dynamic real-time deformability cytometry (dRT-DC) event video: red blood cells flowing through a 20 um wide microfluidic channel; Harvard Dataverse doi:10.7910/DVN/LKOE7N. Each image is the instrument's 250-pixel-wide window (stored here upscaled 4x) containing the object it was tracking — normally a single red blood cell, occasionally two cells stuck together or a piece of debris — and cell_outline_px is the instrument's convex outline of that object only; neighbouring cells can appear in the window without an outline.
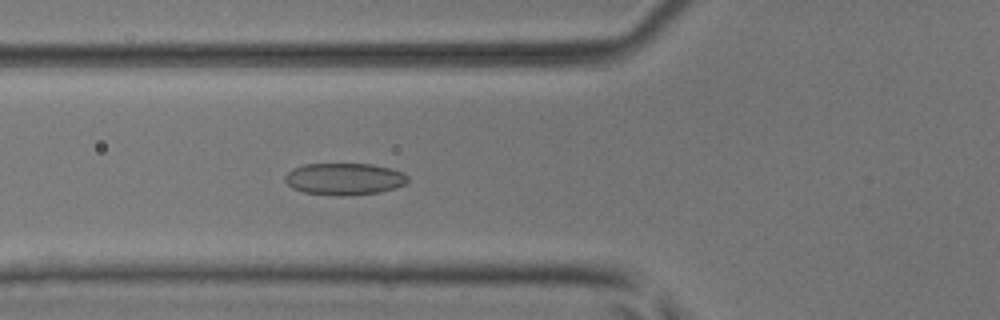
{"species": "common noctule bat (a hibernating species)", "species_latin": "Nyctalus noctula", "temperature_condition": "room temperature", "stored_images_in_passage": 52, "camera_frame_rate_fps": 3000, "um_per_image_px": 0.085, "animal": {"sex": "male", "body_mass_g": 17.9, "forearm_length_mm": 54.2}, "frame": {"image": 1, "passage_image": 19, "time_ms": 6.0, "image_size_px": [1000, 320], "cell_outline_px": [[408, 180], [404, 184], [396, 188], [380, 192], [352, 196], [336, 196], [304, 192], [292, 188], [284, 180], [284, 176], [292, 168], [304, 164], [372, 164], [392, 168], [404, 172], [408, 176]], "centroid_in_image_um": [29.28, 15.22], "position_along_channel_um": 96.5, "area_um2": 23.18}}
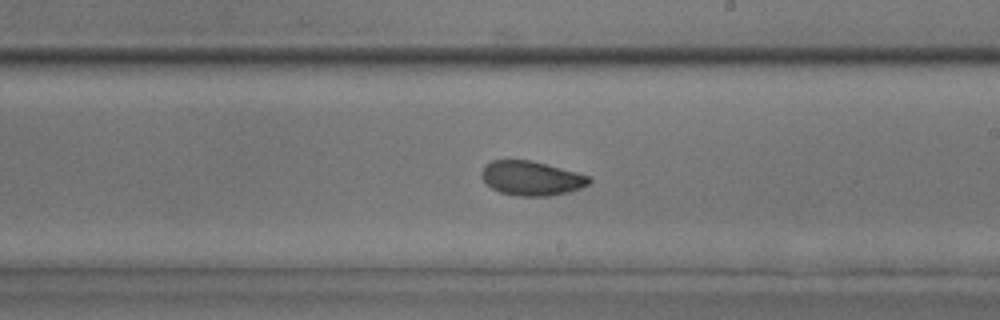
{"frame": {"image": 2, "passage_image": 30, "time_ms": 9.667, "image_size_px": [1000, 320], "cell_outline_px": [[592, 180], [588, 184], [580, 188], [568, 192], [548, 196], [516, 196], [500, 192], [492, 188], [480, 176], [480, 172], [492, 160], [528, 160], [576, 172], [588, 176]], "centroid_in_image_um": [45.15, 15.16], "position_along_channel_um": 243.8, "area_um2": 21.21}}
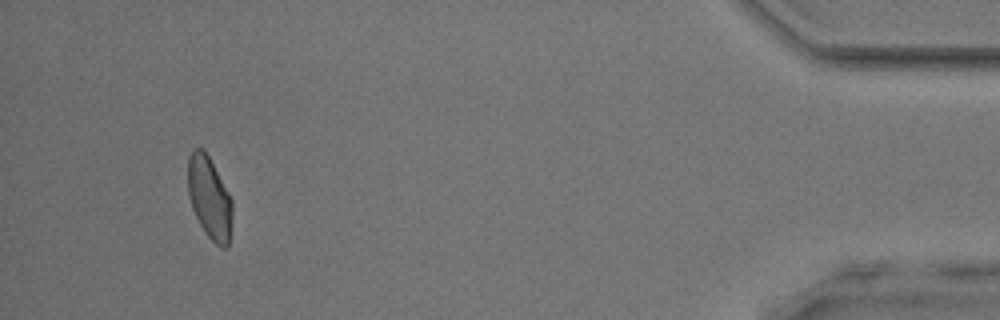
{"frame": {"image": 3, "passage_image": 48, "time_ms": 15.667, "image_size_px": [1000, 320], "cell_outline_px": [[232, 220], [228, 248], [220, 248], [204, 232], [192, 208], [188, 196], [188, 156], [192, 148], [204, 148], [232, 200]], "centroid_in_image_um": [17.79, 16.82], "position_along_channel_um": 417.4, "area_um2": 21.33}}